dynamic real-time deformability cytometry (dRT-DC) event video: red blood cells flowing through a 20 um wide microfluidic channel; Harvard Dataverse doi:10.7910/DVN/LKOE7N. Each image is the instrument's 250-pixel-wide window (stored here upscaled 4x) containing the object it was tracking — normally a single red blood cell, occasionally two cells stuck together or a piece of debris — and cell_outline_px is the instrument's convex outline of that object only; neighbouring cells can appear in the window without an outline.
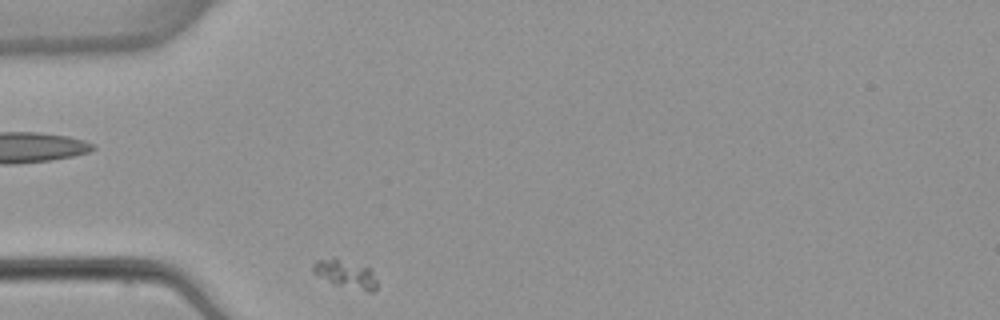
{"species": "common noctule bat (a hibernating species)", "species_latin": "Nyctalus noctula", "temperature_condition": "warm", "stored_images_in_passage": 4, "segment_of_instrument_passage": [2, 2], "camera_frame_rate_fps": 3000, "um_per_image_px": 0.085, "animal": {"sex": "female", "body_mass_g": 22.7, "forearm_length_mm": 54.2}, "frame": {"image": 1, "passage_image": 4, "time_ms": 4.333, "image_size_px": [1000, 320], "cell_outline_px": [[376, 288], [372, 292], [368, 292], [336, 284], [316, 276], [312, 272], [312, 264], [316, 260], [332, 256], [372, 268], [376, 280]], "centroid_in_image_um": [29.35, 23.25], "position_along_channel_um": 55.7, "area_um2": 10.75}}